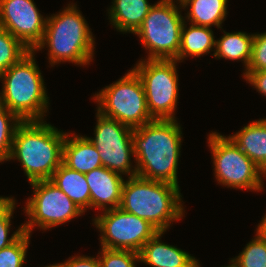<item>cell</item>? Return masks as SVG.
<instances>
[{"label": "cell", "instance_id": "cell-5", "mask_svg": "<svg viewBox=\"0 0 266 267\" xmlns=\"http://www.w3.org/2000/svg\"><path fill=\"white\" fill-rule=\"evenodd\" d=\"M34 54L35 51H29L0 74V79H3L0 105L22 121L44 120L49 104L45 82Z\"/></svg>", "mask_w": 266, "mask_h": 267}, {"label": "cell", "instance_id": "cell-34", "mask_svg": "<svg viewBox=\"0 0 266 267\" xmlns=\"http://www.w3.org/2000/svg\"><path fill=\"white\" fill-rule=\"evenodd\" d=\"M45 267H64V266H63V263L61 264L58 263V264H52V265L50 264L49 266H45Z\"/></svg>", "mask_w": 266, "mask_h": 267}, {"label": "cell", "instance_id": "cell-22", "mask_svg": "<svg viewBox=\"0 0 266 267\" xmlns=\"http://www.w3.org/2000/svg\"><path fill=\"white\" fill-rule=\"evenodd\" d=\"M224 32L220 40H216L215 51L212 54L215 58L244 61L245 70L251 60L252 40L254 34L245 32Z\"/></svg>", "mask_w": 266, "mask_h": 267}, {"label": "cell", "instance_id": "cell-24", "mask_svg": "<svg viewBox=\"0 0 266 267\" xmlns=\"http://www.w3.org/2000/svg\"><path fill=\"white\" fill-rule=\"evenodd\" d=\"M21 122L16 114L0 105V163L8 161L14 134Z\"/></svg>", "mask_w": 266, "mask_h": 267}, {"label": "cell", "instance_id": "cell-11", "mask_svg": "<svg viewBox=\"0 0 266 267\" xmlns=\"http://www.w3.org/2000/svg\"><path fill=\"white\" fill-rule=\"evenodd\" d=\"M93 220V224L102 232L101 247L106 249L139 253L144 244L158 232L147 220L120 207L103 211L102 215Z\"/></svg>", "mask_w": 266, "mask_h": 267}, {"label": "cell", "instance_id": "cell-8", "mask_svg": "<svg viewBox=\"0 0 266 267\" xmlns=\"http://www.w3.org/2000/svg\"><path fill=\"white\" fill-rule=\"evenodd\" d=\"M208 144L218 183L241 190H263L262 175L266 174L229 137L212 132Z\"/></svg>", "mask_w": 266, "mask_h": 267}, {"label": "cell", "instance_id": "cell-25", "mask_svg": "<svg viewBox=\"0 0 266 267\" xmlns=\"http://www.w3.org/2000/svg\"><path fill=\"white\" fill-rule=\"evenodd\" d=\"M15 205L13 197H3L0 200V250L11 245L24 233L23 225H20L18 230L8 238Z\"/></svg>", "mask_w": 266, "mask_h": 267}, {"label": "cell", "instance_id": "cell-4", "mask_svg": "<svg viewBox=\"0 0 266 267\" xmlns=\"http://www.w3.org/2000/svg\"><path fill=\"white\" fill-rule=\"evenodd\" d=\"M94 37L85 18L76 5L47 17L44 37L35 52L46 47L51 66L61 62L87 65L94 55Z\"/></svg>", "mask_w": 266, "mask_h": 267}, {"label": "cell", "instance_id": "cell-14", "mask_svg": "<svg viewBox=\"0 0 266 267\" xmlns=\"http://www.w3.org/2000/svg\"><path fill=\"white\" fill-rule=\"evenodd\" d=\"M90 188V208L111 210L120 206L124 179L104 166L85 174Z\"/></svg>", "mask_w": 266, "mask_h": 267}, {"label": "cell", "instance_id": "cell-15", "mask_svg": "<svg viewBox=\"0 0 266 267\" xmlns=\"http://www.w3.org/2000/svg\"><path fill=\"white\" fill-rule=\"evenodd\" d=\"M163 234L158 231L144 244L139 252L140 262L151 267H200L198 260L188 252L162 243Z\"/></svg>", "mask_w": 266, "mask_h": 267}, {"label": "cell", "instance_id": "cell-18", "mask_svg": "<svg viewBox=\"0 0 266 267\" xmlns=\"http://www.w3.org/2000/svg\"><path fill=\"white\" fill-rule=\"evenodd\" d=\"M109 8L111 24L120 32L135 33L153 5L147 0H113Z\"/></svg>", "mask_w": 266, "mask_h": 267}, {"label": "cell", "instance_id": "cell-19", "mask_svg": "<svg viewBox=\"0 0 266 267\" xmlns=\"http://www.w3.org/2000/svg\"><path fill=\"white\" fill-rule=\"evenodd\" d=\"M50 181L64 192L83 212L90 208V188L85 174L67 167L62 162L53 173Z\"/></svg>", "mask_w": 266, "mask_h": 267}, {"label": "cell", "instance_id": "cell-9", "mask_svg": "<svg viewBox=\"0 0 266 267\" xmlns=\"http://www.w3.org/2000/svg\"><path fill=\"white\" fill-rule=\"evenodd\" d=\"M176 59H141L133 70L140 77L153 119H176L179 96Z\"/></svg>", "mask_w": 266, "mask_h": 267}, {"label": "cell", "instance_id": "cell-2", "mask_svg": "<svg viewBox=\"0 0 266 267\" xmlns=\"http://www.w3.org/2000/svg\"><path fill=\"white\" fill-rule=\"evenodd\" d=\"M66 133L43 120L22 121L14 134L8 161L17 159L29 183L50 180L62 163Z\"/></svg>", "mask_w": 266, "mask_h": 267}, {"label": "cell", "instance_id": "cell-17", "mask_svg": "<svg viewBox=\"0 0 266 267\" xmlns=\"http://www.w3.org/2000/svg\"><path fill=\"white\" fill-rule=\"evenodd\" d=\"M228 137L266 174V118Z\"/></svg>", "mask_w": 266, "mask_h": 267}, {"label": "cell", "instance_id": "cell-29", "mask_svg": "<svg viewBox=\"0 0 266 267\" xmlns=\"http://www.w3.org/2000/svg\"><path fill=\"white\" fill-rule=\"evenodd\" d=\"M245 71H266V32L254 34L251 60Z\"/></svg>", "mask_w": 266, "mask_h": 267}, {"label": "cell", "instance_id": "cell-10", "mask_svg": "<svg viewBox=\"0 0 266 267\" xmlns=\"http://www.w3.org/2000/svg\"><path fill=\"white\" fill-rule=\"evenodd\" d=\"M34 195L27 200L25 210L29 217L23 225L24 232L31 234L34 226L42 230L62 225L81 216L84 212L50 180L31 182Z\"/></svg>", "mask_w": 266, "mask_h": 267}, {"label": "cell", "instance_id": "cell-26", "mask_svg": "<svg viewBox=\"0 0 266 267\" xmlns=\"http://www.w3.org/2000/svg\"><path fill=\"white\" fill-rule=\"evenodd\" d=\"M234 260L240 267H266V241L256 233Z\"/></svg>", "mask_w": 266, "mask_h": 267}, {"label": "cell", "instance_id": "cell-32", "mask_svg": "<svg viewBox=\"0 0 266 267\" xmlns=\"http://www.w3.org/2000/svg\"><path fill=\"white\" fill-rule=\"evenodd\" d=\"M257 234L266 241V214L264 215V217L262 218V220L260 221V223L257 226Z\"/></svg>", "mask_w": 266, "mask_h": 267}, {"label": "cell", "instance_id": "cell-7", "mask_svg": "<svg viewBox=\"0 0 266 267\" xmlns=\"http://www.w3.org/2000/svg\"><path fill=\"white\" fill-rule=\"evenodd\" d=\"M182 5L175 0H160L155 3L134 33L149 50L147 59H175L178 56L181 29L186 20L180 13Z\"/></svg>", "mask_w": 266, "mask_h": 267}, {"label": "cell", "instance_id": "cell-12", "mask_svg": "<svg viewBox=\"0 0 266 267\" xmlns=\"http://www.w3.org/2000/svg\"><path fill=\"white\" fill-rule=\"evenodd\" d=\"M96 117L95 137L87 138L99 151L102 165L121 175L136 176V166L131 165V156H134L132 143L134 129L99 112L96 113Z\"/></svg>", "mask_w": 266, "mask_h": 267}, {"label": "cell", "instance_id": "cell-6", "mask_svg": "<svg viewBox=\"0 0 266 267\" xmlns=\"http://www.w3.org/2000/svg\"><path fill=\"white\" fill-rule=\"evenodd\" d=\"M94 96L97 112L133 129L154 120L149 114L142 81L133 69Z\"/></svg>", "mask_w": 266, "mask_h": 267}, {"label": "cell", "instance_id": "cell-33", "mask_svg": "<svg viewBox=\"0 0 266 267\" xmlns=\"http://www.w3.org/2000/svg\"><path fill=\"white\" fill-rule=\"evenodd\" d=\"M230 265H228V266H226V267H240L239 265H238V263L234 260V259H232L231 258V260H230ZM225 267V266H224Z\"/></svg>", "mask_w": 266, "mask_h": 267}, {"label": "cell", "instance_id": "cell-20", "mask_svg": "<svg viewBox=\"0 0 266 267\" xmlns=\"http://www.w3.org/2000/svg\"><path fill=\"white\" fill-rule=\"evenodd\" d=\"M184 21L181 29L180 48L178 56L175 58L178 62H182L186 57H199L210 53L215 47L216 40L210 27H204L191 24L187 28Z\"/></svg>", "mask_w": 266, "mask_h": 267}, {"label": "cell", "instance_id": "cell-30", "mask_svg": "<svg viewBox=\"0 0 266 267\" xmlns=\"http://www.w3.org/2000/svg\"><path fill=\"white\" fill-rule=\"evenodd\" d=\"M243 77L262 95L266 96V71H245Z\"/></svg>", "mask_w": 266, "mask_h": 267}, {"label": "cell", "instance_id": "cell-3", "mask_svg": "<svg viewBox=\"0 0 266 267\" xmlns=\"http://www.w3.org/2000/svg\"><path fill=\"white\" fill-rule=\"evenodd\" d=\"M179 186L149 180L139 176L128 177L122 187L120 208L147 220L160 232H166L171 222L183 217Z\"/></svg>", "mask_w": 266, "mask_h": 267}, {"label": "cell", "instance_id": "cell-21", "mask_svg": "<svg viewBox=\"0 0 266 267\" xmlns=\"http://www.w3.org/2000/svg\"><path fill=\"white\" fill-rule=\"evenodd\" d=\"M228 0H185L181 3L182 8L190 6L185 18L194 25L221 28L226 18Z\"/></svg>", "mask_w": 266, "mask_h": 267}, {"label": "cell", "instance_id": "cell-13", "mask_svg": "<svg viewBox=\"0 0 266 267\" xmlns=\"http://www.w3.org/2000/svg\"><path fill=\"white\" fill-rule=\"evenodd\" d=\"M46 20L34 0H0V26L30 51L43 40Z\"/></svg>", "mask_w": 266, "mask_h": 267}, {"label": "cell", "instance_id": "cell-27", "mask_svg": "<svg viewBox=\"0 0 266 267\" xmlns=\"http://www.w3.org/2000/svg\"><path fill=\"white\" fill-rule=\"evenodd\" d=\"M30 236L24 232L15 242L0 250V267H23Z\"/></svg>", "mask_w": 266, "mask_h": 267}, {"label": "cell", "instance_id": "cell-31", "mask_svg": "<svg viewBox=\"0 0 266 267\" xmlns=\"http://www.w3.org/2000/svg\"><path fill=\"white\" fill-rule=\"evenodd\" d=\"M64 267H100L98 256H74L63 263Z\"/></svg>", "mask_w": 266, "mask_h": 267}, {"label": "cell", "instance_id": "cell-35", "mask_svg": "<svg viewBox=\"0 0 266 267\" xmlns=\"http://www.w3.org/2000/svg\"><path fill=\"white\" fill-rule=\"evenodd\" d=\"M185 0H177L175 2H179L180 4L183 3Z\"/></svg>", "mask_w": 266, "mask_h": 267}, {"label": "cell", "instance_id": "cell-16", "mask_svg": "<svg viewBox=\"0 0 266 267\" xmlns=\"http://www.w3.org/2000/svg\"><path fill=\"white\" fill-rule=\"evenodd\" d=\"M66 133L62 162L69 168L86 174L102 165L99 151L86 136Z\"/></svg>", "mask_w": 266, "mask_h": 267}, {"label": "cell", "instance_id": "cell-28", "mask_svg": "<svg viewBox=\"0 0 266 267\" xmlns=\"http://www.w3.org/2000/svg\"><path fill=\"white\" fill-rule=\"evenodd\" d=\"M101 249V256L98 255L100 267H136V261L140 262L139 253L103 247Z\"/></svg>", "mask_w": 266, "mask_h": 267}, {"label": "cell", "instance_id": "cell-1", "mask_svg": "<svg viewBox=\"0 0 266 267\" xmlns=\"http://www.w3.org/2000/svg\"><path fill=\"white\" fill-rule=\"evenodd\" d=\"M182 131L176 119H154L132 132L137 176L178 185Z\"/></svg>", "mask_w": 266, "mask_h": 267}, {"label": "cell", "instance_id": "cell-23", "mask_svg": "<svg viewBox=\"0 0 266 267\" xmlns=\"http://www.w3.org/2000/svg\"><path fill=\"white\" fill-rule=\"evenodd\" d=\"M30 50L0 26V74L17 63Z\"/></svg>", "mask_w": 266, "mask_h": 267}]
</instances>
